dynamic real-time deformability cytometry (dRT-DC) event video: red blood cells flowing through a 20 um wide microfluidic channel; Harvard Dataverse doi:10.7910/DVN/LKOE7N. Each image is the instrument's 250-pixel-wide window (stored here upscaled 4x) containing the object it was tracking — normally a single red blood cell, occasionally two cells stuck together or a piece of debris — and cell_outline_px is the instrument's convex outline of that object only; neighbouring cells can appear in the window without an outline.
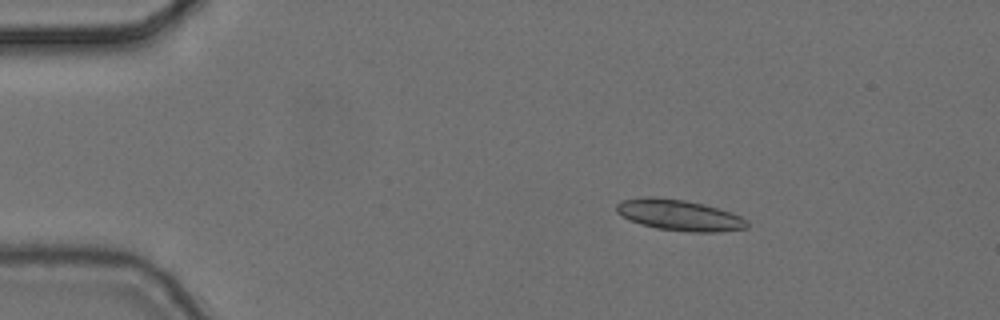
{"species": "common noctule bat (a hibernating species)", "species_latin": "Nyctalus noctula", "temperature_condition": "cold", "stored_images_in_passage": 4, "camera_frame_rate_fps": 3000, "um_per_image_px": 0.085, "animal": {"sex": "female", "body_mass_g": 24.6, "forearm_length_mm": 56.2}, "frame": {"image": 1, "passage_image": 2, "time_ms": 0.333, "image_size_px": [1000, 320], "cell_outline_px": [[748, 228], [720, 232], [688, 232], [656, 228], [640, 224], [628, 220], [620, 216], [616, 212], [616, 204], [620, 200], [644, 196], [652, 196], [684, 200], [704, 204], [732, 212], [748, 220]], "centroid_in_image_um": [57.71, 18.28], "position_along_channel_um": 27.3, "area_um2": 23.99}}